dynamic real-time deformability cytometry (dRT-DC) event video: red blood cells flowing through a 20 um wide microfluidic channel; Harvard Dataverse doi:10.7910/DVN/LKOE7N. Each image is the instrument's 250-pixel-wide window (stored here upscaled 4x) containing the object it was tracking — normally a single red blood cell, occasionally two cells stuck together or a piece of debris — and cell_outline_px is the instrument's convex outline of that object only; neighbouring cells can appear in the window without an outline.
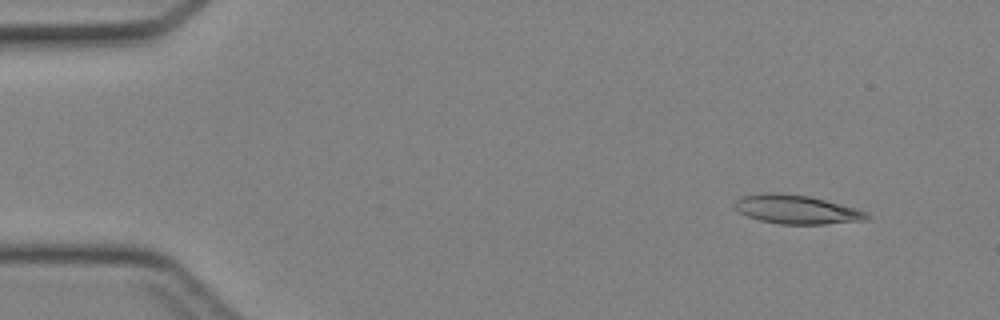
{"species": "Egyptian fruit bat (a non-hibernating species)", "species_latin": "Rousettus aegyptiacus", "temperature_condition": "cold", "stored_images_in_passage": 44, "camera_frame_rate_fps": 3000, "um_per_image_px": 0.085, "animal": {"sex": "female"}, "frame": {"image": 1, "passage_image": 4, "time_ms": 1.0, "image_size_px": [1000, 320], "cell_outline_px": [[868, 220], [824, 224], [780, 224], [760, 220], [748, 216], [740, 212], [732, 204], [740, 196], [808, 196], [856, 208], [864, 212], [868, 216]], "centroid_in_image_um": [67.76, 17.87], "position_along_channel_um": 17.2, "area_um2": 20.92}}
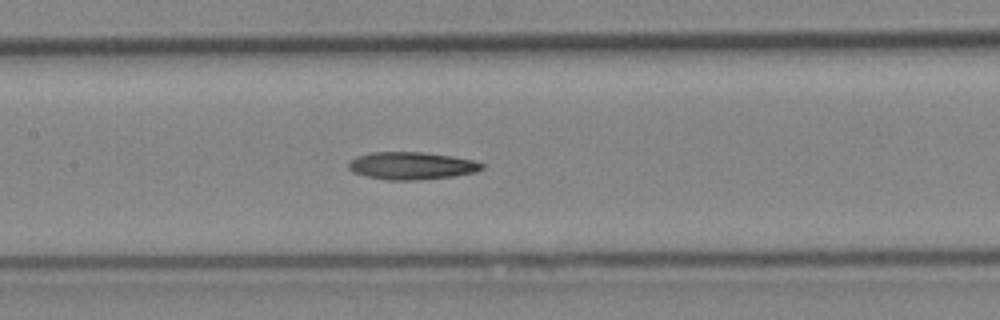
{"frame": {"image": 2, "passage_image": 21, "time_ms": 6.667, "image_size_px": [1000, 320], "cell_outline_px": [[484, 168], [476, 172], [452, 176], [416, 180], [388, 180], [368, 176], [352, 172], [348, 168], [348, 164], [356, 156], [372, 152], [424, 152], [452, 156], [472, 160], [484, 164]], "centroid_in_image_um": [34.99, 14.08], "position_along_channel_um": 172.4, "area_um2": 21.27}}
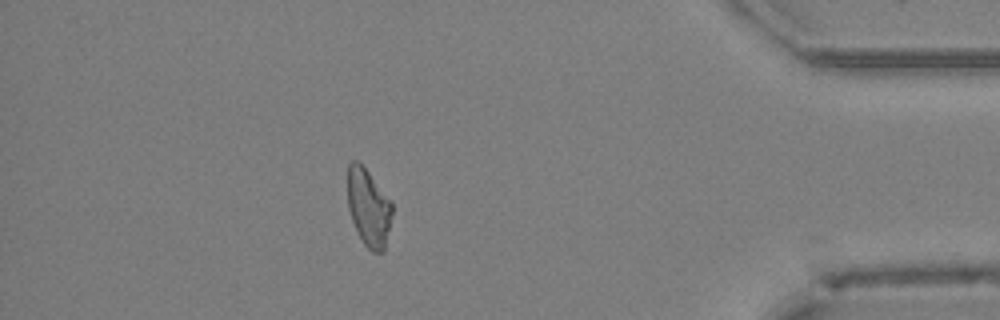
{"frame": {"image": 3, "passage_image": 39, "time_ms": 12.667, "image_size_px": [1000, 320], "cell_outline_px": [[392, 212], [384, 252], [372, 252], [364, 244], [352, 220], [348, 208], [348, 164], [352, 160], [356, 160], [368, 172], [392, 204]], "centroid_in_image_um": [31.31, 17.66], "position_along_channel_um": 403.9, "area_um2": 19.59}}